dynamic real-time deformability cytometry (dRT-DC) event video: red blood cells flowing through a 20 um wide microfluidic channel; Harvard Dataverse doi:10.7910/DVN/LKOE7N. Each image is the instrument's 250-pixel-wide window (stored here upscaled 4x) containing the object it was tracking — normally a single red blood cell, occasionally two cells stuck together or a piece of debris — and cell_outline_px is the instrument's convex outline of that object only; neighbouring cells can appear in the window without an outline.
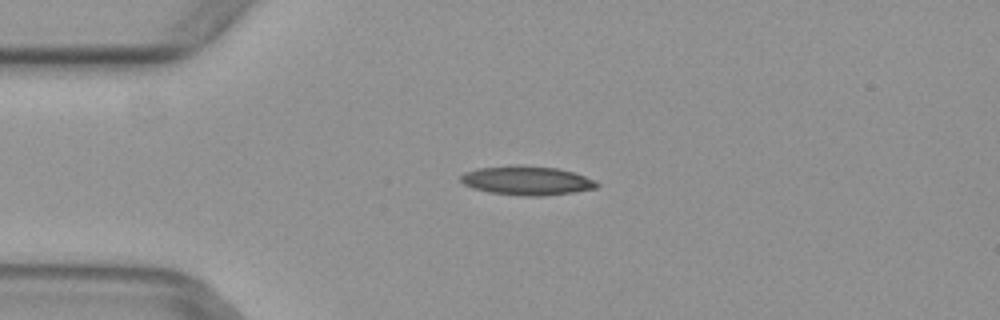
{"species": "common noctule bat (a hibernating species)", "species_latin": "Nyctalus noctula", "temperature_condition": "warm", "stored_images_in_passage": 4, "camera_frame_rate_fps": 3000, "um_per_image_px": 0.085, "animal": {"sex": "female", "body_mass_g": 29.2, "forearm_length_mm": 56.3}, "frame": {"image": 1, "passage_image": 3, "time_ms": 0.667, "image_size_px": [1000, 320], "cell_outline_px": [[600, 184], [596, 188], [572, 192], [544, 196], [524, 196], [488, 192], [472, 188], [464, 184], [460, 180], [460, 176], [464, 172], [476, 168], [556, 168], [572, 172], [596, 180]], "centroid_in_image_um": [44.79, 15.4], "position_along_channel_um": 40.2, "area_um2": 22.02}}